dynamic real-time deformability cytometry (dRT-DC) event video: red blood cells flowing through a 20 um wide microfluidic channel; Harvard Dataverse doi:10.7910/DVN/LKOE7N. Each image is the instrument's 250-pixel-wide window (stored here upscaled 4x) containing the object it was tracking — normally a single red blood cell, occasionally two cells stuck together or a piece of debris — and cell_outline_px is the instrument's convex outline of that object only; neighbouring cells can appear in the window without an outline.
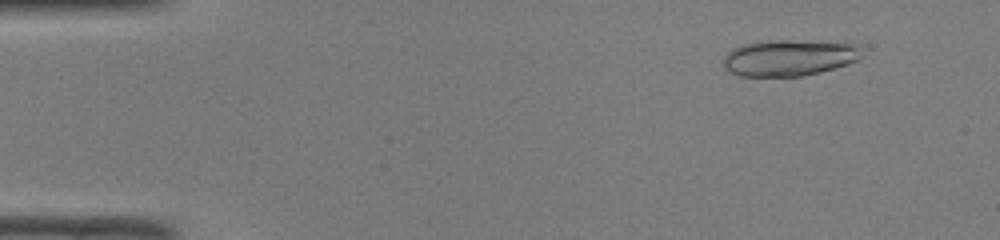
{"species": "common noctule bat (a hibernating species)", "species_latin": "Nyctalus noctula", "temperature_condition": "room temperature", "stored_images_in_passage": 15, "camera_frame_rate_fps": 3000, "um_per_image_px": 0.085, "animal": {"sex": "male", "body_mass_g": 19.0, "forearm_length_mm": 50.8}, "frame": {"image": 1, "passage_image": 5, "time_ms": 1.333, "image_size_px": [1000, 240], "cell_outline_px": [[860, 60], [848, 64], [820, 72], [804, 76], [740, 76], [728, 72], [724, 68], [724, 56], [732, 48], [756, 40], [788, 40], [852, 44], [860, 48]], "centroid_in_image_um": [67.01, 4.91], "position_along_channel_um": 18.0, "area_um2": 29.3}}